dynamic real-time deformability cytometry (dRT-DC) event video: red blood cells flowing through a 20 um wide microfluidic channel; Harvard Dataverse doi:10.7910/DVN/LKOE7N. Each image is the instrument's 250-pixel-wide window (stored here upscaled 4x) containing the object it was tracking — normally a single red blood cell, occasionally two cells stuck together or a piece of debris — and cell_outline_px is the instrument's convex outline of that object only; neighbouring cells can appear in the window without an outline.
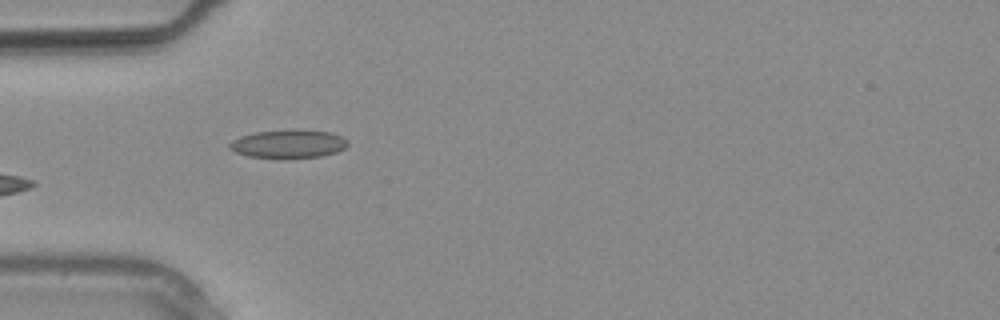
{"species": "common noctule bat (a hibernating species)", "species_latin": "Nyctalus noctula", "temperature_condition": "warm", "stored_images_in_passage": 3, "camera_frame_rate_fps": 3000, "um_per_image_px": 0.085, "animal": {"sex": "male", "body_mass_g": 20.4}, "frame": {"image": 1, "passage_image": 3, "time_ms": 0.667, "image_size_px": [1000, 320], "cell_outline_px": [[348, 144], [344, 148], [336, 152], [320, 156], [284, 160], [248, 156], [236, 152], [228, 148], [228, 144], [232, 140], [240, 136], [252, 132], [292, 128], [332, 132], [344, 136], [348, 140]], "centroid_in_image_um": [24.51, 12.22], "position_along_channel_um": 60.5, "area_um2": 20.46}}